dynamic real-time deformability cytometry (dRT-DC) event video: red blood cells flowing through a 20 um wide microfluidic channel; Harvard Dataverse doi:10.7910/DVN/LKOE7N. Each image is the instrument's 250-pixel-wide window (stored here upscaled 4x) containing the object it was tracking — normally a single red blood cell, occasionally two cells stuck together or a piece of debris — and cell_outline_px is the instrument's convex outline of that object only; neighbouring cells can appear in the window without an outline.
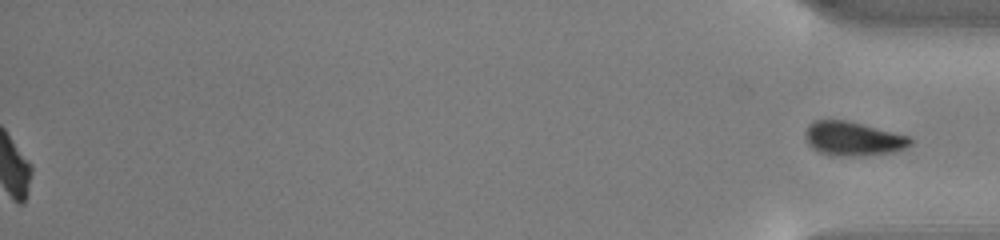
{"species": "common noctule bat (a hibernating species)", "species_latin": "Nyctalus noctula", "temperature_condition": "cold", "stored_images_in_passage": 43, "segment_of_instrument_passage": [2, 2], "camera_frame_rate_fps": 3000, "um_per_image_px": 0.085, "animal": {"sex": "male", "body_mass_g": 13.0, "forearm_length_mm": 53.1}, "frame": {"image": 1, "passage_image": 43, "time_ms": 14.0, "image_size_px": [1000, 240], "cell_outline_px": [[912, 144], [904, 148], [892, 152], [860, 156], [832, 156], [820, 152], [812, 148], [808, 144], [804, 136], [804, 132], [808, 124], [812, 120], [848, 120], [912, 136]], "centroid_in_image_um": [72.5, 11.78], "position_along_channel_um": 362.7, "area_um2": 21.27}}